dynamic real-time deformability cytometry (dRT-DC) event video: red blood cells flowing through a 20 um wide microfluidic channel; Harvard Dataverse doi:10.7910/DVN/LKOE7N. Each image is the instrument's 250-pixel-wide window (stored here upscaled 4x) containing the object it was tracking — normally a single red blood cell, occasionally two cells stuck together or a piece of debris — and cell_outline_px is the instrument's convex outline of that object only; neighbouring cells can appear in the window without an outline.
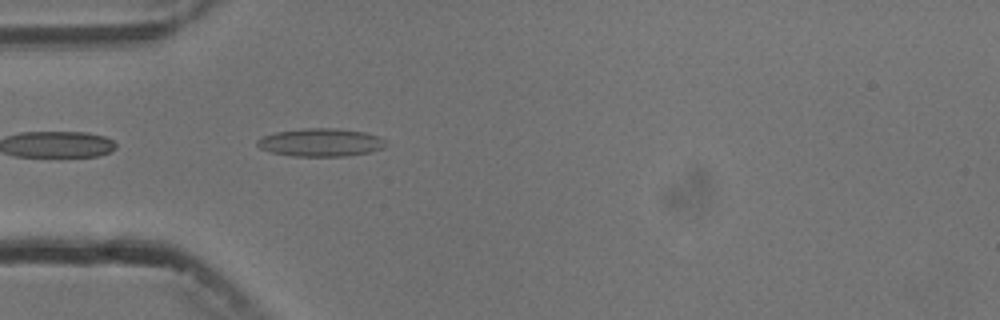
{"species": "common noctule bat (a hibernating species)", "species_latin": "Nyctalus noctula", "temperature_condition": "cold", "stored_images_in_passage": 5, "camera_frame_rate_fps": 3000, "um_per_image_px": 0.085, "animal": {"sex": "male", "body_mass_g": 13.3}, "frame": {"image": 1, "passage_image": 5, "time_ms": 4.667, "image_size_px": [1000, 320], "cell_outline_px": [[388, 144], [384, 148], [368, 152], [344, 156], [292, 156], [272, 152], [260, 148], [256, 144], [256, 140], [264, 136], [276, 132], [304, 128], [336, 128], [364, 132], [376, 136], [384, 140]], "centroid_in_image_um": [27.25, 12.1], "position_along_channel_um": 57.7, "area_um2": 20.87}}